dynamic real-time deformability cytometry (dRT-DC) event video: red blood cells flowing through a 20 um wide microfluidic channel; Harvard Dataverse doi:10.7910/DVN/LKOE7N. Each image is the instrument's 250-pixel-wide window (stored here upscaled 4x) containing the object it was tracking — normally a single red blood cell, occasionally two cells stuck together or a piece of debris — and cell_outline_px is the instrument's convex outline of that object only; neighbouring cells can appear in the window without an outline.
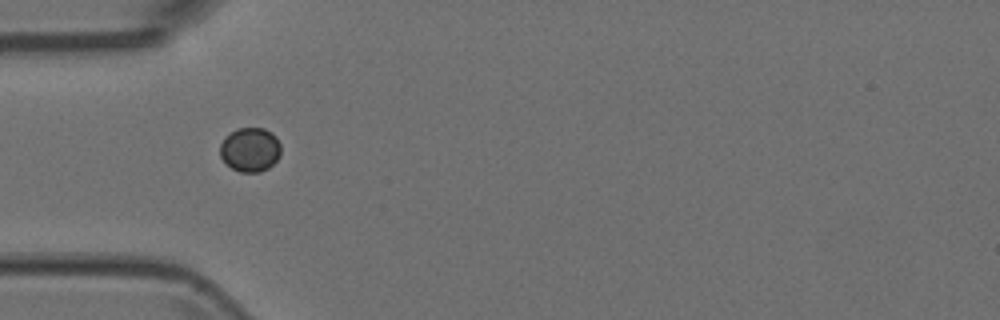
{"species": "Egyptian fruit bat (a non-hibernating species)", "species_latin": "Rousettus aegyptiacus", "temperature_condition": "room temperature", "stored_images_in_passage": 1, "camera_frame_rate_fps": 3000, "um_per_image_px": 0.085, "animal": {"sex": "female"}, "frame": {"image": 1, "passage_image": 1, "time_ms": 0.0, "image_size_px": [1000, 320], "cell_outline_px": [[280, 156], [268, 168], [260, 172], [240, 172], [232, 168], [220, 156], [220, 144], [224, 136], [236, 128], [264, 128], [272, 132], [276, 136], [280, 144]], "centroid_in_image_um": [21.26, 12.7], "position_along_channel_um": 63.7, "area_um2": 15.78}}